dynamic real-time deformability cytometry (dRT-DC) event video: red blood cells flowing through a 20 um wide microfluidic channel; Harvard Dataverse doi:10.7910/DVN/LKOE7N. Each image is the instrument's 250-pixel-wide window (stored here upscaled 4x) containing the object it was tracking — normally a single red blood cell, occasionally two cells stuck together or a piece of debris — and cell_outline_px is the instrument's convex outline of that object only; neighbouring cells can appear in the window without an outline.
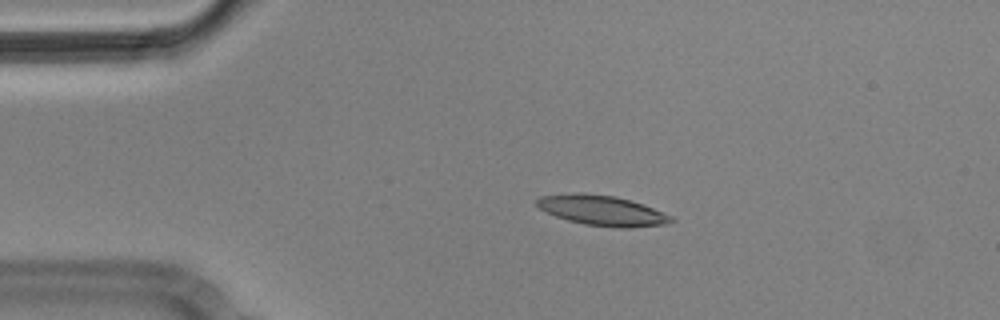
{"species": "Egyptian fruit bat (a non-hibernating species)", "species_latin": "Rousettus aegyptiacus", "temperature_condition": "cold", "stored_images_in_passage": 6, "camera_frame_rate_fps": 3000, "um_per_image_px": 0.085, "animal": {"sex": "male"}, "frame": {"image": 1, "passage_image": 2, "time_ms": 0.333, "image_size_px": [1000, 320], "cell_outline_px": [[676, 220], [668, 224], [628, 228], [620, 228], [584, 224], [568, 220], [556, 216], [540, 208], [536, 204], [536, 200], [540, 196], [612, 196], [628, 200], [652, 208], [672, 216]], "centroid_in_image_um": [51.29, 17.96], "position_along_channel_um": 33.7, "area_um2": 22.25}}
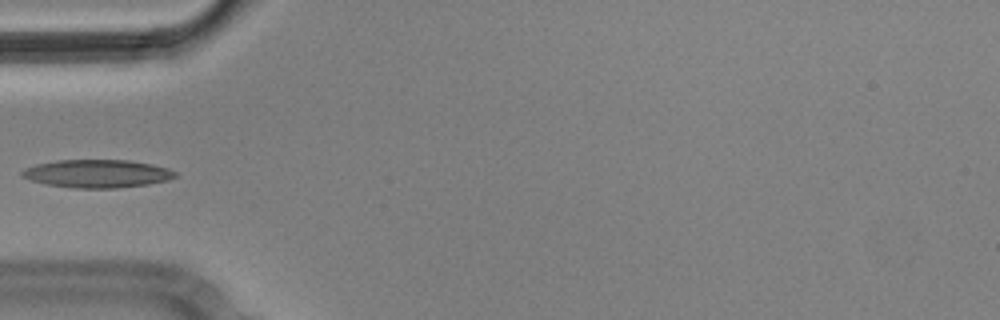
{"frame": {"image": 2, "passage_image": 4, "time_ms": 1.0, "image_size_px": [1000, 320], "cell_outline_px": [[176, 176], [168, 180], [148, 184], [116, 188], [76, 188], [48, 184], [32, 180], [20, 176], [20, 172], [24, 168], [36, 164], [56, 160], [128, 160], [152, 164], [168, 168], [176, 172]], "centroid_in_image_um": [8.25, 14.75], "position_along_channel_um": 76.7, "area_um2": 24.97}}